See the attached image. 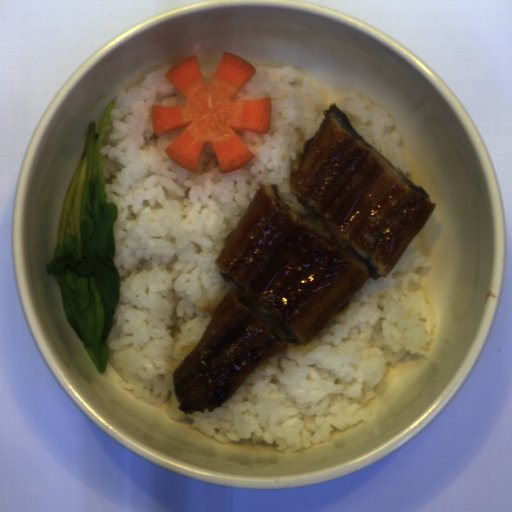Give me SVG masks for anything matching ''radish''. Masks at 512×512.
<instances>
[{
  "instance_id": "1",
  "label": "radish",
  "mask_w": 512,
  "mask_h": 512,
  "mask_svg": "<svg viewBox=\"0 0 512 512\" xmlns=\"http://www.w3.org/2000/svg\"><path fill=\"white\" fill-rule=\"evenodd\" d=\"M255 66L233 53H223L207 86L198 56L173 65L165 78L186 99L184 106H152L156 137L183 129L164 150L184 169L197 173L205 144L213 148L221 174H229L256 156L235 131L268 134L272 120L271 97L235 101L256 74Z\"/></svg>"
}]
</instances>
